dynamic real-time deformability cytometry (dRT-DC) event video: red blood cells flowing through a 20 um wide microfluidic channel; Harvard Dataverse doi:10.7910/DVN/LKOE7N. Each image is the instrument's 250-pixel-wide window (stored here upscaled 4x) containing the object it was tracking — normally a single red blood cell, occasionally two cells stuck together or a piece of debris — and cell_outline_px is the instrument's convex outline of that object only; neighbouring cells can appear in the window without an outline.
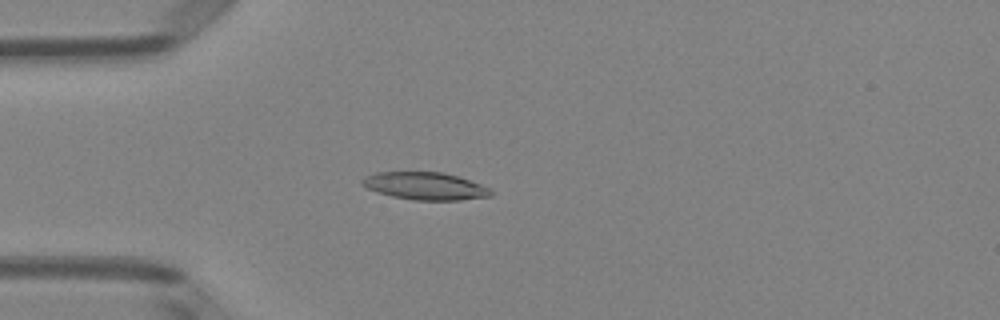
{"species": "Egyptian fruit bat (a non-hibernating species)", "species_latin": "Rousettus aegyptiacus", "temperature_condition": "room temperature", "stored_images_in_passage": 50, "camera_frame_rate_fps": 3000, "um_per_image_px": 0.085, "animal": {"sex": "female"}, "frame": {"image": 1, "passage_image": 13, "time_ms": 4.0, "image_size_px": [1000, 320], "cell_outline_px": [[492, 196], [460, 200], [412, 200], [392, 196], [376, 192], [360, 184], [360, 180], [364, 176], [376, 172], [444, 172], [492, 188]], "centroid_in_image_um": [36.11, 15.81], "position_along_channel_um": 48.9, "area_um2": 20.75}}
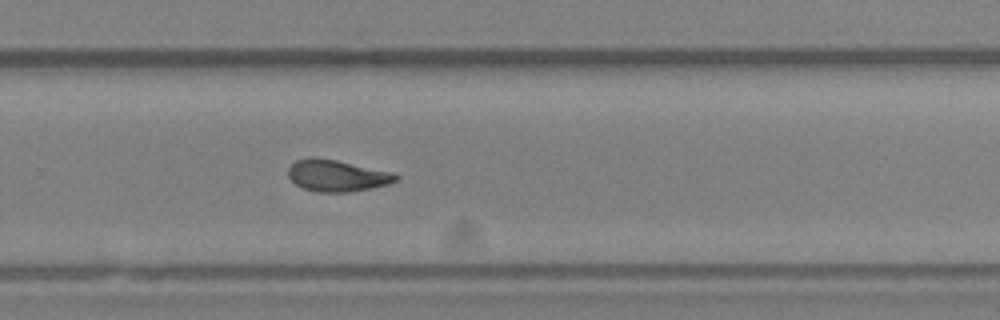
{"frame": {"image": 2, "passage_image": 33, "time_ms": 10.667, "image_size_px": [1000, 320], "cell_outline_px": [[400, 176], [396, 180], [388, 184], [372, 188], [348, 192], [316, 192], [304, 188], [296, 184], [288, 176], [288, 168], [296, 160], [308, 156], [316, 156], [336, 160], [392, 172]], "centroid_in_image_um": [28.62, 14.92], "position_along_channel_um": 301.2, "area_um2": 19.88}}
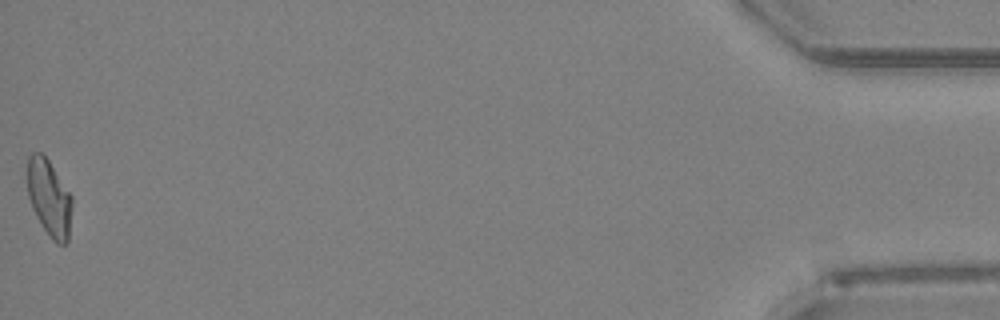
{"frame": {"image": 3, "passage_image": 50, "time_ms": 16.333, "image_size_px": [1000, 320], "cell_outline_px": [[72, 204], [68, 240], [64, 244], [56, 244], [52, 240], [36, 216], [32, 208], [28, 196], [28, 156], [32, 152], [40, 152], [48, 160], [72, 196]], "centroid_in_image_um": [4.18, 16.83], "position_along_channel_um": 431.0, "area_um2": 19.71}, "authors_computed_cell_mechanics": {"area_um2": 19.9988, "velocity_mm_per_s": 3.9967, "shape_relaxation_time_tau1_ms": null, "shape_relaxation_time_tau2_ms": 4.4348, "deformation_change_tau1": null, "deformation_change_tau2": 0.1157}}